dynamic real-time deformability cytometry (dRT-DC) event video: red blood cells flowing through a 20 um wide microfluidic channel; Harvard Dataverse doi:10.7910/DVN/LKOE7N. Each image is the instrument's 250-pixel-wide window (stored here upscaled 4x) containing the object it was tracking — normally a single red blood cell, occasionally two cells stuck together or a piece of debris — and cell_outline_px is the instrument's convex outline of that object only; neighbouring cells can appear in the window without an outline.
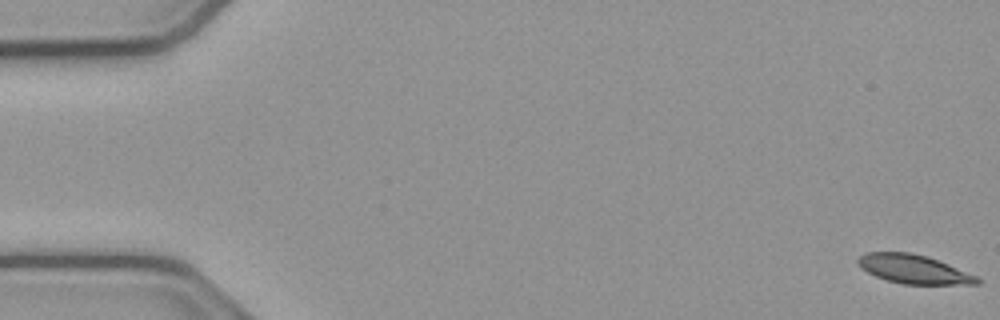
{"species": "common noctule bat (a hibernating species)", "species_latin": "Nyctalus noctula", "temperature_condition": "cold", "stored_images_in_passage": 55, "camera_frame_rate_fps": 3000, "um_per_image_px": 0.085, "animal": {"sex": "male", "body_mass_g": 23.1, "forearm_length_mm": 52.7}, "frame": {"image": 1, "passage_image": 1, "time_ms": 0.0, "image_size_px": [1000, 320], "cell_outline_px": [[980, 284], [904, 284], [888, 280], [876, 276], [860, 268], [856, 260], [864, 252], [912, 252], [928, 256], [948, 264], [976, 276], [980, 280]], "centroid_in_image_um": [77.63, 22.86], "position_along_channel_um": 7.4, "area_um2": 19.94}}
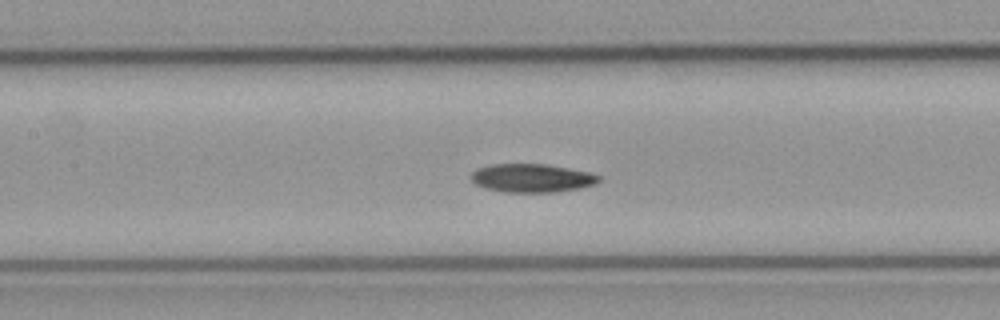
{"frame": {"image": 2, "passage_image": 25, "time_ms": 8.0, "image_size_px": [1000, 320], "cell_outline_px": [[600, 180], [596, 184], [580, 188], [556, 192], [504, 192], [488, 188], [476, 184], [472, 180], [472, 172], [476, 168], [492, 164], [544, 164], [568, 168], [588, 172], [600, 176]], "centroid_in_image_um": [45.22, 15.13], "position_along_channel_um": 162.2, "area_um2": 21.04}}
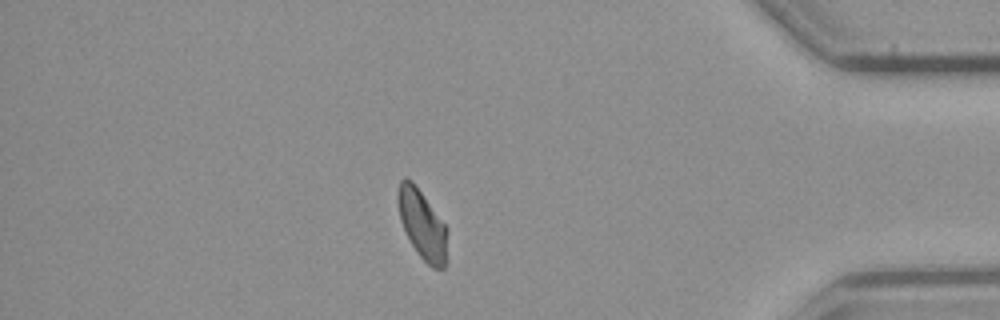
{"frame": {"image": 3, "passage_image": 47, "time_ms": 15.333, "image_size_px": [1000, 320], "cell_outline_px": [[448, 264], [444, 268], [432, 268], [420, 256], [412, 244], [400, 220], [396, 200], [396, 196], [400, 180], [404, 176], [412, 180], [448, 228]], "centroid_in_image_um": [35.92, 19.09], "position_along_channel_um": 399.3, "area_um2": 20.35}, "authors_computed_cell_mechanics": {"area_um2": 20.6924, "velocity_mm_per_s": 3.7826, "shape_relaxation_time_tau1_ms": 8.1244, "shape_relaxation_time_tau2_ms": null, "deformation_change_tau1": 0.1456, "deformation_change_tau2": null}}